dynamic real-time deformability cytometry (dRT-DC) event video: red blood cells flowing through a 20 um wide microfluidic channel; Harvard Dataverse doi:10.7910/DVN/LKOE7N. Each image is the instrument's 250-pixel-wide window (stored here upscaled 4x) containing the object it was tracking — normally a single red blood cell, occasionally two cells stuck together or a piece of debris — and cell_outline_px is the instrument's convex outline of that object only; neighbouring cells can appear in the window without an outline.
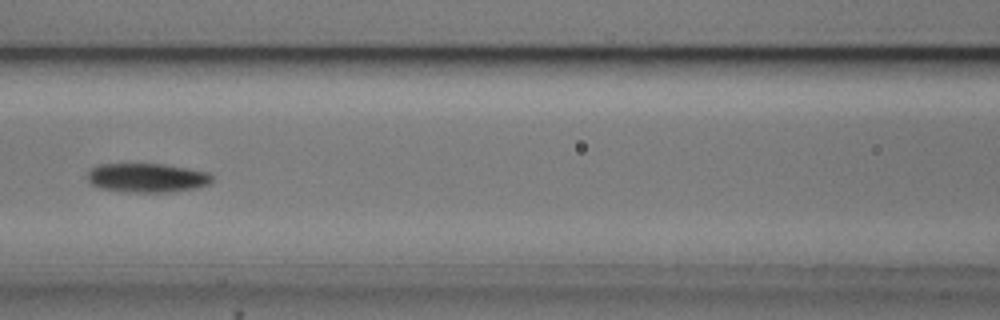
{"species": "common noctule bat (a hibernating species)", "species_latin": "Nyctalus noctula", "temperature_condition": "cold", "stored_images_in_passage": 6, "camera_frame_rate_fps": 3000, "um_per_image_px": 0.085, "animal": {"sex": "male", "body_mass_g": 20.5, "forearm_length_mm": 52.5}, "frame": {"image": 1, "passage_image": 6, "time_ms": 7.0, "image_size_px": [1000, 320], "cell_outline_px": [[212, 180], [208, 184], [196, 188], [176, 192], [132, 192], [100, 188], [92, 184], [88, 180], [88, 172], [96, 164], [164, 164], [208, 172], [212, 176]], "centroid_in_image_um": [12.51, 15.11], "position_along_channel_um": 154.1, "area_um2": 21.1}}